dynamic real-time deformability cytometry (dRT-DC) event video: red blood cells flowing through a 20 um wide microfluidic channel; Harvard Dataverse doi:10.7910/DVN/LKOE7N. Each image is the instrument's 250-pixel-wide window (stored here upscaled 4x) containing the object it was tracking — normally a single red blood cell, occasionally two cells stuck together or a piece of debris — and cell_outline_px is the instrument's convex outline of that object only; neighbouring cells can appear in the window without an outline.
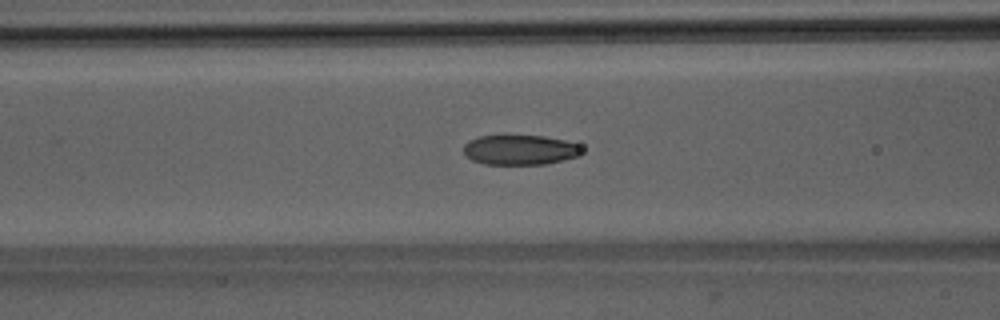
{"species": "Egyptian fruit bat (a non-hibernating species)", "species_latin": "Rousettus aegyptiacus", "temperature_condition": "room temperature", "stored_images_in_passage": 52, "camera_frame_rate_fps": 3000, "um_per_image_px": 0.085, "animal": {"sex": "male"}, "frame": {"image": 1, "passage_image": 21, "time_ms": 6.667, "image_size_px": [1000, 320], "cell_outline_px": [[584, 152], [580, 156], [564, 160], [544, 164], [484, 164], [472, 160], [464, 156], [464, 144], [468, 140], [480, 136], [504, 132], [544, 136], [564, 140], [580, 144], [584, 148]], "centroid_in_image_um": [44.2, 12.69], "position_along_channel_um": 122.4, "area_um2": 21.79}}
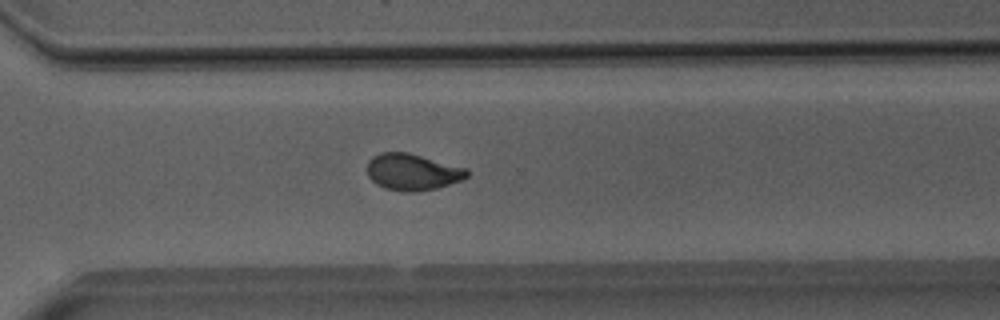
{"frame": {"image": 2, "passage_image": 37, "time_ms": 12.0, "image_size_px": [1000, 320], "cell_outline_px": [[468, 176], [460, 180], [436, 188], [412, 192], [400, 192], [384, 188], [376, 184], [368, 176], [368, 160], [372, 156], [380, 152], [408, 152], [468, 168]], "centroid_in_image_um": [35.04, 14.61], "position_along_channel_um": 335.6, "area_um2": 21.33}}
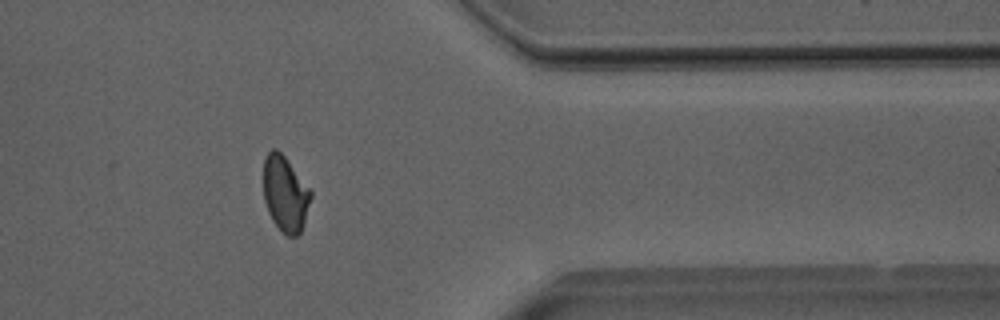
{"frame": {"image": 3, "passage_image": 42, "time_ms": 13.667, "image_size_px": [1000, 320], "cell_outline_px": [[312, 196], [304, 224], [300, 232], [296, 236], [288, 236], [272, 220], [268, 212], [264, 200], [264, 160], [268, 152], [272, 148], [276, 148], [284, 156], [312, 192]], "centroid_in_image_um": [24.24, 16.47], "position_along_channel_um": 387.2, "area_um2": 20.58}, "authors_computed_cell_mechanics": {"area_um2": 21.4149, "velocity_mm_per_s": 4.0034, "shape_relaxation_time_tau1_ms": 6.014, "shape_relaxation_time_tau2_ms": 1.2641, "deformation_change_tau1": 0.1809, "deformation_change_tau2": 0.067}}